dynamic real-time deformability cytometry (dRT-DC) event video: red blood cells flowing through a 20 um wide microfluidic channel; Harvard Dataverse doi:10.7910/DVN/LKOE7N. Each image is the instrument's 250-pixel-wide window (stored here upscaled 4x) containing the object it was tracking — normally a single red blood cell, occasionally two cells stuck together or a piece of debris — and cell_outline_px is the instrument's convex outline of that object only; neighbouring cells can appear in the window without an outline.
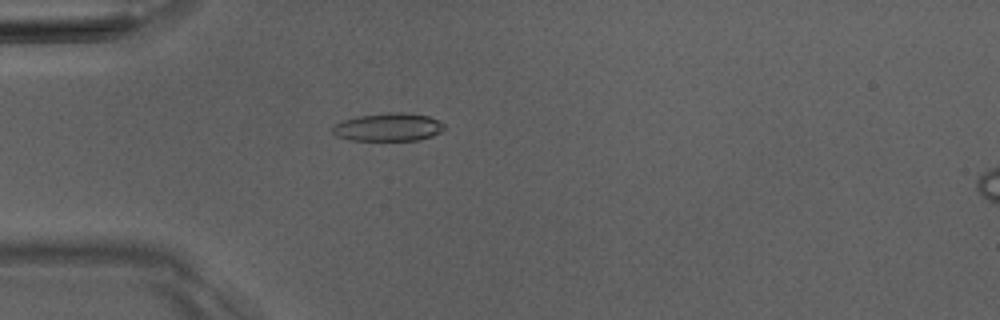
{"species": "Egyptian fruit bat (a non-hibernating species)", "species_latin": "Rousettus aegyptiacus", "temperature_condition": "room temperature", "stored_images_in_passage": 1, "camera_frame_rate_fps": 3000, "um_per_image_px": 0.085, "animal": {"sex": "male"}, "frame": {"image": 1, "passage_image": 1, "time_ms": 0.0, "image_size_px": [1000, 320], "cell_outline_px": [[444, 128], [440, 132], [432, 136], [420, 140], [348, 140], [336, 136], [328, 128], [332, 124], [356, 116], [388, 112], [400, 112], [428, 116], [444, 124]], "centroid_in_image_um": [32.92, 10.81], "position_along_channel_um": 52.1, "area_um2": 18.44}}